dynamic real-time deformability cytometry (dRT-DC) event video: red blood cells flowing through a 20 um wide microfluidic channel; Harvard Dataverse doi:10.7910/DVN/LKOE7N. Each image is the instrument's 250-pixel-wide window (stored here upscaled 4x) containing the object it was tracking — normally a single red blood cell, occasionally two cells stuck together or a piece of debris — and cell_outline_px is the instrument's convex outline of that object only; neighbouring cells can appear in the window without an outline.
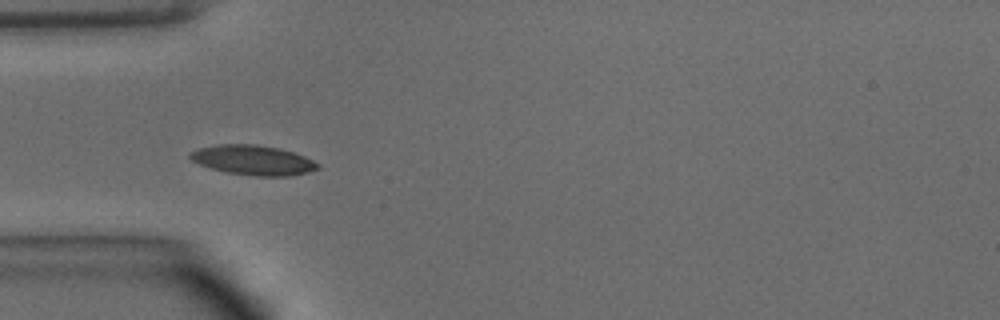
{"species": "common noctule bat (a hibernating species)", "species_latin": "Nyctalus noctula", "temperature_condition": "warm", "stored_images_in_passage": 35, "camera_frame_rate_fps": 3000, "um_per_image_px": 0.085, "animal": {"sex": "male", "body_mass_g": 15.6}, "frame": {"image": 1, "passage_image": 1, "time_ms": 0.0, "image_size_px": [1000, 320], "cell_outline_px": [[320, 168], [308, 172], [288, 176], [256, 176], [228, 172], [212, 168], [200, 164], [192, 160], [188, 156], [188, 152], [200, 148], [216, 144], [256, 144], [280, 148], [304, 156], [320, 164]], "centroid_in_image_um": [21.52, 13.6], "position_along_channel_um": 63.5, "area_um2": 22.08}}
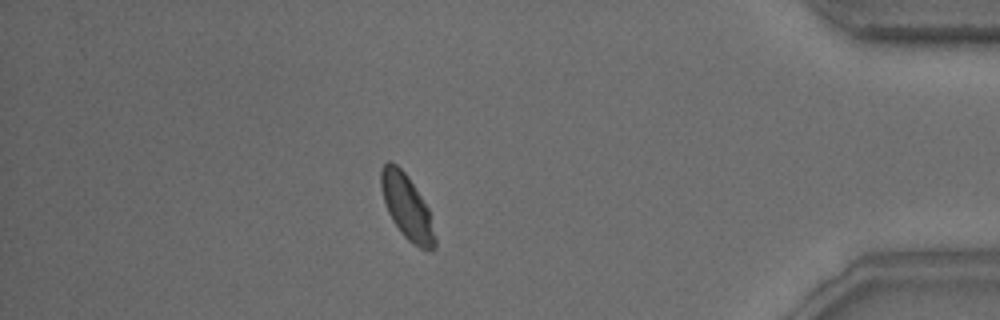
{"frame": {"image": 2, "passage_image": 29, "time_ms": 9.333, "image_size_px": [1000, 320], "cell_outline_px": [[436, 248], [420, 248], [412, 244], [400, 232], [392, 220], [388, 212], [380, 188], [380, 172], [384, 164], [388, 160], [396, 164], [408, 176], [428, 208], [436, 240]], "centroid_in_image_um": [34.56, 17.57], "position_along_channel_um": 400.6, "area_um2": 20.06}, "authors_computed_cell_mechanics": {"area_um2": 20.23, "velocity_mm_per_s": 4.0597, "shape_relaxation_time_tau1_ms": 2.3987, "shape_relaxation_time_tau2_ms": null, "deformation_change_tau1": 0.0854, "deformation_change_tau2": null}}